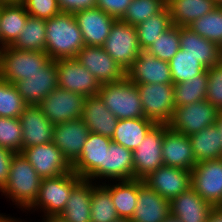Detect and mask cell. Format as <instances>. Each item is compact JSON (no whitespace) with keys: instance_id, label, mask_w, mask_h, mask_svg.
Listing matches in <instances>:
<instances>
[{"instance_id":"29","label":"cell","mask_w":222,"mask_h":222,"mask_svg":"<svg viewBox=\"0 0 222 222\" xmlns=\"http://www.w3.org/2000/svg\"><path fill=\"white\" fill-rule=\"evenodd\" d=\"M29 14L21 2L3 3L0 11L1 48L11 46L23 32Z\"/></svg>"},{"instance_id":"11","label":"cell","mask_w":222,"mask_h":222,"mask_svg":"<svg viewBox=\"0 0 222 222\" xmlns=\"http://www.w3.org/2000/svg\"><path fill=\"white\" fill-rule=\"evenodd\" d=\"M164 124H155L133 151L134 179H144L163 166L162 146Z\"/></svg>"},{"instance_id":"55","label":"cell","mask_w":222,"mask_h":222,"mask_svg":"<svg viewBox=\"0 0 222 222\" xmlns=\"http://www.w3.org/2000/svg\"><path fill=\"white\" fill-rule=\"evenodd\" d=\"M114 222H132L130 219H123V218H119Z\"/></svg>"},{"instance_id":"37","label":"cell","mask_w":222,"mask_h":222,"mask_svg":"<svg viewBox=\"0 0 222 222\" xmlns=\"http://www.w3.org/2000/svg\"><path fill=\"white\" fill-rule=\"evenodd\" d=\"M119 219L110 191L92 181L91 222H114Z\"/></svg>"},{"instance_id":"44","label":"cell","mask_w":222,"mask_h":222,"mask_svg":"<svg viewBox=\"0 0 222 222\" xmlns=\"http://www.w3.org/2000/svg\"><path fill=\"white\" fill-rule=\"evenodd\" d=\"M206 100L222 111V60L207 70Z\"/></svg>"},{"instance_id":"2","label":"cell","mask_w":222,"mask_h":222,"mask_svg":"<svg viewBox=\"0 0 222 222\" xmlns=\"http://www.w3.org/2000/svg\"><path fill=\"white\" fill-rule=\"evenodd\" d=\"M42 178L22 153H15L8 174L6 186L1 191L19 208L28 210L39 195Z\"/></svg>"},{"instance_id":"5","label":"cell","mask_w":222,"mask_h":222,"mask_svg":"<svg viewBox=\"0 0 222 222\" xmlns=\"http://www.w3.org/2000/svg\"><path fill=\"white\" fill-rule=\"evenodd\" d=\"M50 57L44 51H25L12 46L0 48V79L12 84L29 78L41 69Z\"/></svg>"},{"instance_id":"8","label":"cell","mask_w":222,"mask_h":222,"mask_svg":"<svg viewBox=\"0 0 222 222\" xmlns=\"http://www.w3.org/2000/svg\"><path fill=\"white\" fill-rule=\"evenodd\" d=\"M219 110L207 100L175 107L168 126L183 135L190 136L202 129L215 125Z\"/></svg>"},{"instance_id":"53","label":"cell","mask_w":222,"mask_h":222,"mask_svg":"<svg viewBox=\"0 0 222 222\" xmlns=\"http://www.w3.org/2000/svg\"><path fill=\"white\" fill-rule=\"evenodd\" d=\"M163 222H181L177 217L169 215Z\"/></svg>"},{"instance_id":"23","label":"cell","mask_w":222,"mask_h":222,"mask_svg":"<svg viewBox=\"0 0 222 222\" xmlns=\"http://www.w3.org/2000/svg\"><path fill=\"white\" fill-rule=\"evenodd\" d=\"M170 215V202L138 179V199L132 222H163Z\"/></svg>"},{"instance_id":"43","label":"cell","mask_w":222,"mask_h":222,"mask_svg":"<svg viewBox=\"0 0 222 222\" xmlns=\"http://www.w3.org/2000/svg\"><path fill=\"white\" fill-rule=\"evenodd\" d=\"M0 146L21 153L22 127L19 118L0 117Z\"/></svg>"},{"instance_id":"22","label":"cell","mask_w":222,"mask_h":222,"mask_svg":"<svg viewBox=\"0 0 222 222\" xmlns=\"http://www.w3.org/2000/svg\"><path fill=\"white\" fill-rule=\"evenodd\" d=\"M162 159L164 166L189 171L197 163L189 137L172 130L167 124H164Z\"/></svg>"},{"instance_id":"40","label":"cell","mask_w":222,"mask_h":222,"mask_svg":"<svg viewBox=\"0 0 222 222\" xmlns=\"http://www.w3.org/2000/svg\"><path fill=\"white\" fill-rule=\"evenodd\" d=\"M26 106L14 84L0 79V117L19 118Z\"/></svg>"},{"instance_id":"19","label":"cell","mask_w":222,"mask_h":222,"mask_svg":"<svg viewBox=\"0 0 222 222\" xmlns=\"http://www.w3.org/2000/svg\"><path fill=\"white\" fill-rule=\"evenodd\" d=\"M19 121L22 127L21 151L31 146L52 142L54 124L39 105H27Z\"/></svg>"},{"instance_id":"28","label":"cell","mask_w":222,"mask_h":222,"mask_svg":"<svg viewBox=\"0 0 222 222\" xmlns=\"http://www.w3.org/2000/svg\"><path fill=\"white\" fill-rule=\"evenodd\" d=\"M92 181L82 179L73 189L59 215L67 222H91Z\"/></svg>"},{"instance_id":"41","label":"cell","mask_w":222,"mask_h":222,"mask_svg":"<svg viewBox=\"0 0 222 222\" xmlns=\"http://www.w3.org/2000/svg\"><path fill=\"white\" fill-rule=\"evenodd\" d=\"M180 49V27L172 26L162 33L147 50L150 55L169 62Z\"/></svg>"},{"instance_id":"46","label":"cell","mask_w":222,"mask_h":222,"mask_svg":"<svg viewBox=\"0 0 222 222\" xmlns=\"http://www.w3.org/2000/svg\"><path fill=\"white\" fill-rule=\"evenodd\" d=\"M131 2L132 0H96V7L120 20Z\"/></svg>"},{"instance_id":"45","label":"cell","mask_w":222,"mask_h":222,"mask_svg":"<svg viewBox=\"0 0 222 222\" xmlns=\"http://www.w3.org/2000/svg\"><path fill=\"white\" fill-rule=\"evenodd\" d=\"M29 16L48 20L61 11L57 0H21Z\"/></svg>"},{"instance_id":"4","label":"cell","mask_w":222,"mask_h":222,"mask_svg":"<svg viewBox=\"0 0 222 222\" xmlns=\"http://www.w3.org/2000/svg\"><path fill=\"white\" fill-rule=\"evenodd\" d=\"M82 180L75 172H68L56 177L42 178L39 195L28 209L39 208L44 216H58L65 209L72 189Z\"/></svg>"},{"instance_id":"17","label":"cell","mask_w":222,"mask_h":222,"mask_svg":"<svg viewBox=\"0 0 222 222\" xmlns=\"http://www.w3.org/2000/svg\"><path fill=\"white\" fill-rule=\"evenodd\" d=\"M142 180L149 188L170 201L191 187V171L163 165Z\"/></svg>"},{"instance_id":"26","label":"cell","mask_w":222,"mask_h":222,"mask_svg":"<svg viewBox=\"0 0 222 222\" xmlns=\"http://www.w3.org/2000/svg\"><path fill=\"white\" fill-rule=\"evenodd\" d=\"M105 178L108 182L134 179L133 151L112 141L101 165V179Z\"/></svg>"},{"instance_id":"32","label":"cell","mask_w":222,"mask_h":222,"mask_svg":"<svg viewBox=\"0 0 222 222\" xmlns=\"http://www.w3.org/2000/svg\"><path fill=\"white\" fill-rule=\"evenodd\" d=\"M155 124L146 117L118 120L111 140L134 151Z\"/></svg>"},{"instance_id":"38","label":"cell","mask_w":222,"mask_h":222,"mask_svg":"<svg viewBox=\"0 0 222 222\" xmlns=\"http://www.w3.org/2000/svg\"><path fill=\"white\" fill-rule=\"evenodd\" d=\"M172 83L177 84L198 78L207 69L195 57L179 49L169 61Z\"/></svg>"},{"instance_id":"27","label":"cell","mask_w":222,"mask_h":222,"mask_svg":"<svg viewBox=\"0 0 222 222\" xmlns=\"http://www.w3.org/2000/svg\"><path fill=\"white\" fill-rule=\"evenodd\" d=\"M180 49L192 55L207 70L222 60V49L188 27H180Z\"/></svg>"},{"instance_id":"39","label":"cell","mask_w":222,"mask_h":222,"mask_svg":"<svg viewBox=\"0 0 222 222\" xmlns=\"http://www.w3.org/2000/svg\"><path fill=\"white\" fill-rule=\"evenodd\" d=\"M188 28L222 49V6L195 20Z\"/></svg>"},{"instance_id":"54","label":"cell","mask_w":222,"mask_h":222,"mask_svg":"<svg viewBox=\"0 0 222 222\" xmlns=\"http://www.w3.org/2000/svg\"><path fill=\"white\" fill-rule=\"evenodd\" d=\"M0 2L2 3H17V2H21L20 0H0Z\"/></svg>"},{"instance_id":"15","label":"cell","mask_w":222,"mask_h":222,"mask_svg":"<svg viewBox=\"0 0 222 222\" xmlns=\"http://www.w3.org/2000/svg\"><path fill=\"white\" fill-rule=\"evenodd\" d=\"M111 142L110 137L90 132L79 158L72 164V171L82 179L96 183L99 178L100 182L101 165Z\"/></svg>"},{"instance_id":"6","label":"cell","mask_w":222,"mask_h":222,"mask_svg":"<svg viewBox=\"0 0 222 222\" xmlns=\"http://www.w3.org/2000/svg\"><path fill=\"white\" fill-rule=\"evenodd\" d=\"M144 116L156 124H169L175 110L173 84H136Z\"/></svg>"},{"instance_id":"48","label":"cell","mask_w":222,"mask_h":222,"mask_svg":"<svg viewBox=\"0 0 222 222\" xmlns=\"http://www.w3.org/2000/svg\"><path fill=\"white\" fill-rule=\"evenodd\" d=\"M15 152L0 146V192L6 186L10 164Z\"/></svg>"},{"instance_id":"31","label":"cell","mask_w":222,"mask_h":222,"mask_svg":"<svg viewBox=\"0 0 222 222\" xmlns=\"http://www.w3.org/2000/svg\"><path fill=\"white\" fill-rule=\"evenodd\" d=\"M167 7L174 26L188 27L210 13L217 5L212 0H173Z\"/></svg>"},{"instance_id":"51","label":"cell","mask_w":222,"mask_h":222,"mask_svg":"<svg viewBox=\"0 0 222 222\" xmlns=\"http://www.w3.org/2000/svg\"><path fill=\"white\" fill-rule=\"evenodd\" d=\"M20 218H12L7 215V217H0V222H22V220H19ZM23 222H26L23 220Z\"/></svg>"},{"instance_id":"21","label":"cell","mask_w":222,"mask_h":222,"mask_svg":"<svg viewBox=\"0 0 222 222\" xmlns=\"http://www.w3.org/2000/svg\"><path fill=\"white\" fill-rule=\"evenodd\" d=\"M85 45L103 46L114 22L117 20L100 8H91L74 13Z\"/></svg>"},{"instance_id":"35","label":"cell","mask_w":222,"mask_h":222,"mask_svg":"<svg viewBox=\"0 0 222 222\" xmlns=\"http://www.w3.org/2000/svg\"><path fill=\"white\" fill-rule=\"evenodd\" d=\"M11 46L19 50L46 52V20L28 16L23 32Z\"/></svg>"},{"instance_id":"10","label":"cell","mask_w":222,"mask_h":222,"mask_svg":"<svg viewBox=\"0 0 222 222\" xmlns=\"http://www.w3.org/2000/svg\"><path fill=\"white\" fill-rule=\"evenodd\" d=\"M86 97L56 87L39 104L46 117L54 124H60L82 116Z\"/></svg>"},{"instance_id":"13","label":"cell","mask_w":222,"mask_h":222,"mask_svg":"<svg viewBox=\"0 0 222 222\" xmlns=\"http://www.w3.org/2000/svg\"><path fill=\"white\" fill-rule=\"evenodd\" d=\"M75 58L101 85L126 77V71L101 46L85 45Z\"/></svg>"},{"instance_id":"50","label":"cell","mask_w":222,"mask_h":222,"mask_svg":"<svg viewBox=\"0 0 222 222\" xmlns=\"http://www.w3.org/2000/svg\"><path fill=\"white\" fill-rule=\"evenodd\" d=\"M45 218H42V222H67L64 219H62L59 215L58 216H44Z\"/></svg>"},{"instance_id":"52","label":"cell","mask_w":222,"mask_h":222,"mask_svg":"<svg viewBox=\"0 0 222 222\" xmlns=\"http://www.w3.org/2000/svg\"><path fill=\"white\" fill-rule=\"evenodd\" d=\"M219 130H220V134L222 137V111L219 112L218 117H217V122H216Z\"/></svg>"},{"instance_id":"33","label":"cell","mask_w":222,"mask_h":222,"mask_svg":"<svg viewBox=\"0 0 222 222\" xmlns=\"http://www.w3.org/2000/svg\"><path fill=\"white\" fill-rule=\"evenodd\" d=\"M115 183L111 185V183L102 182L110 191L112 202L119 218L131 219L137 205L138 179L120 180Z\"/></svg>"},{"instance_id":"3","label":"cell","mask_w":222,"mask_h":222,"mask_svg":"<svg viewBox=\"0 0 222 222\" xmlns=\"http://www.w3.org/2000/svg\"><path fill=\"white\" fill-rule=\"evenodd\" d=\"M98 95L119 120L145 117L138 88L127 77L117 82L102 84Z\"/></svg>"},{"instance_id":"9","label":"cell","mask_w":222,"mask_h":222,"mask_svg":"<svg viewBox=\"0 0 222 222\" xmlns=\"http://www.w3.org/2000/svg\"><path fill=\"white\" fill-rule=\"evenodd\" d=\"M58 87L82 96L97 95L101 84L76 58L55 60Z\"/></svg>"},{"instance_id":"1","label":"cell","mask_w":222,"mask_h":222,"mask_svg":"<svg viewBox=\"0 0 222 222\" xmlns=\"http://www.w3.org/2000/svg\"><path fill=\"white\" fill-rule=\"evenodd\" d=\"M84 46L74 14L60 12L46 20V53L50 59L75 58Z\"/></svg>"},{"instance_id":"12","label":"cell","mask_w":222,"mask_h":222,"mask_svg":"<svg viewBox=\"0 0 222 222\" xmlns=\"http://www.w3.org/2000/svg\"><path fill=\"white\" fill-rule=\"evenodd\" d=\"M191 187L213 206H222V158L196 163Z\"/></svg>"},{"instance_id":"47","label":"cell","mask_w":222,"mask_h":222,"mask_svg":"<svg viewBox=\"0 0 222 222\" xmlns=\"http://www.w3.org/2000/svg\"><path fill=\"white\" fill-rule=\"evenodd\" d=\"M57 3L61 12L71 14L96 7V0H57Z\"/></svg>"},{"instance_id":"57","label":"cell","mask_w":222,"mask_h":222,"mask_svg":"<svg viewBox=\"0 0 222 222\" xmlns=\"http://www.w3.org/2000/svg\"><path fill=\"white\" fill-rule=\"evenodd\" d=\"M163 1H164L165 5L167 6L173 0H163Z\"/></svg>"},{"instance_id":"56","label":"cell","mask_w":222,"mask_h":222,"mask_svg":"<svg viewBox=\"0 0 222 222\" xmlns=\"http://www.w3.org/2000/svg\"><path fill=\"white\" fill-rule=\"evenodd\" d=\"M217 6H222V0H212Z\"/></svg>"},{"instance_id":"58","label":"cell","mask_w":222,"mask_h":222,"mask_svg":"<svg viewBox=\"0 0 222 222\" xmlns=\"http://www.w3.org/2000/svg\"><path fill=\"white\" fill-rule=\"evenodd\" d=\"M2 5H3V3L0 2V11H1ZM0 48H1V34H0Z\"/></svg>"},{"instance_id":"18","label":"cell","mask_w":222,"mask_h":222,"mask_svg":"<svg viewBox=\"0 0 222 222\" xmlns=\"http://www.w3.org/2000/svg\"><path fill=\"white\" fill-rule=\"evenodd\" d=\"M89 133L82 118L73 119L54 125L52 142L72 165L79 158Z\"/></svg>"},{"instance_id":"30","label":"cell","mask_w":222,"mask_h":222,"mask_svg":"<svg viewBox=\"0 0 222 222\" xmlns=\"http://www.w3.org/2000/svg\"><path fill=\"white\" fill-rule=\"evenodd\" d=\"M188 137L197 163L222 158V137L217 124Z\"/></svg>"},{"instance_id":"16","label":"cell","mask_w":222,"mask_h":222,"mask_svg":"<svg viewBox=\"0 0 222 222\" xmlns=\"http://www.w3.org/2000/svg\"><path fill=\"white\" fill-rule=\"evenodd\" d=\"M18 93L27 105H39L41 101L58 87L57 66L50 59L39 71L14 83Z\"/></svg>"},{"instance_id":"34","label":"cell","mask_w":222,"mask_h":222,"mask_svg":"<svg viewBox=\"0 0 222 222\" xmlns=\"http://www.w3.org/2000/svg\"><path fill=\"white\" fill-rule=\"evenodd\" d=\"M172 26V19L167 6H165L159 13L136 25L135 28L141 50L146 51L153 43H155L158 36Z\"/></svg>"},{"instance_id":"42","label":"cell","mask_w":222,"mask_h":222,"mask_svg":"<svg viewBox=\"0 0 222 222\" xmlns=\"http://www.w3.org/2000/svg\"><path fill=\"white\" fill-rule=\"evenodd\" d=\"M165 6L163 0H132L120 20L136 26L159 13Z\"/></svg>"},{"instance_id":"25","label":"cell","mask_w":222,"mask_h":222,"mask_svg":"<svg viewBox=\"0 0 222 222\" xmlns=\"http://www.w3.org/2000/svg\"><path fill=\"white\" fill-rule=\"evenodd\" d=\"M81 118L90 132L110 138L119 120L108 110L98 94L86 97Z\"/></svg>"},{"instance_id":"24","label":"cell","mask_w":222,"mask_h":222,"mask_svg":"<svg viewBox=\"0 0 222 222\" xmlns=\"http://www.w3.org/2000/svg\"><path fill=\"white\" fill-rule=\"evenodd\" d=\"M170 202V215L181 222H207L213 208L192 187L183 191Z\"/></svg>"},{"instance_id":"20","label":"cell","mask_w":222,"mask_h":222,"mask_svg":"<svg viewBox=\"0 0 222 222\" xmlns=\"http://www.w3.org/2000/svg\"><path fill=\"white\" fill-rule=\"evenodd\" d=\"M126 77L134 84H173L169 62L146 51L126 70Z\"/></svg>"},{"instance_id":"36","label":"cell","mask_w":222,"mask_h":222,"mask_svg":"<svg viewBox=\"0 0 222 222\" xmlns=\"http://www.w3.org/2000/svg\"><path fill=\"white\" fill-rule=\"evenodd\" d=\"M207 85V70L198 75V78L173 84L175 107L206 100Z\"/></svg>"},{"instance_id":"14","label":"cell","mask_w":222,"mask_h":222,"mask_svg":"<svg viewBox=\"0 0 222 222\" xmlns=\"http://www.w3.org/2000/svg\"><path fill=\"white\" fill-rule=\"evenodd\" d=\"M21 153L41 178L56 177L72 172V165L53 142L25 148Z\"/></svg>"},{"instance_id":"49","label":"cell","mask_w":222,"mask_h":222,"mask_svg":"<svg viewBox=\"0 0 222 222\" xmlns=\"http://www.w3.org/2000/svg\"><path fill=\"white\" fill-rule=\"evenodd\" d=\"M207 222H222V206H213Z\"/></svg>"},{"instance_id":"7","label":"cell","mask_w":222,"mask_h":222,"mask_svg":"<svg viewBox=\"0 0 222 222\" xmlns=\"http://www.w3.org/2000/svg\"><path fill=\"white\" fill-rule=\"evenodd\" d=\"M102 47L125 71L142 52L135 26L121 20L114 22Z\"/></svg>"}]
</instances>
